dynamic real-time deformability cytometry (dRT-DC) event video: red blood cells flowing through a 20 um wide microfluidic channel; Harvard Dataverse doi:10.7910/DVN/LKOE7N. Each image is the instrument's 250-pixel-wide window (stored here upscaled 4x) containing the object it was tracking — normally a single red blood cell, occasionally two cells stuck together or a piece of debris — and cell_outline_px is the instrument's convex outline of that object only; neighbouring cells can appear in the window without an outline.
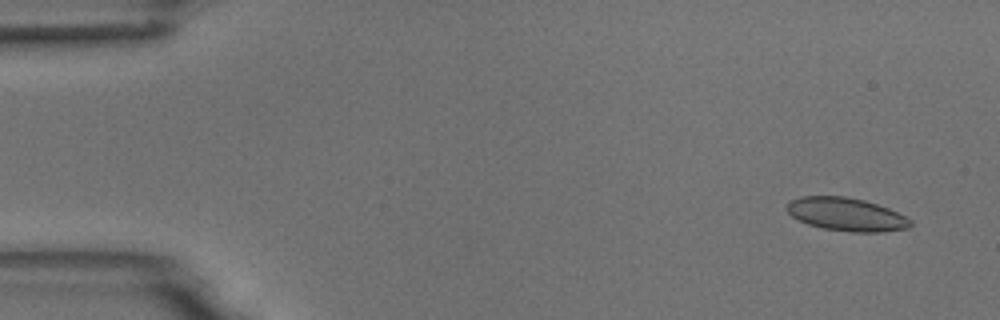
{"species": "common noctule bat (a hibernating species)", "species_latin": "Nyctalus noctula", "temperature_condition": "room temperature", "stored_images_in_passage": 4, "camera_frame_rate_fps": 3000, "um_per_image_px": 0.085, "animal": {"sex": "male", "body_mass_g": 18.8}, "frame": {"image": 1, "passage_image": 1, "time_ms": 0.0, "image_size_px": [1000, 320], "cell_outline_px": [[912, 224], [908, 228], [884, 232], [852, 232], [824, 228], [808, 224], [792, 216], [788, 212], [788, 200], [800, 196], [844, 196], [864, 200], [888, 208], [912, 220]], "centroid_in_image_um": [71.94, 18.22], "position_along_channel_um": 13.1, "area_um2": 23.76}}